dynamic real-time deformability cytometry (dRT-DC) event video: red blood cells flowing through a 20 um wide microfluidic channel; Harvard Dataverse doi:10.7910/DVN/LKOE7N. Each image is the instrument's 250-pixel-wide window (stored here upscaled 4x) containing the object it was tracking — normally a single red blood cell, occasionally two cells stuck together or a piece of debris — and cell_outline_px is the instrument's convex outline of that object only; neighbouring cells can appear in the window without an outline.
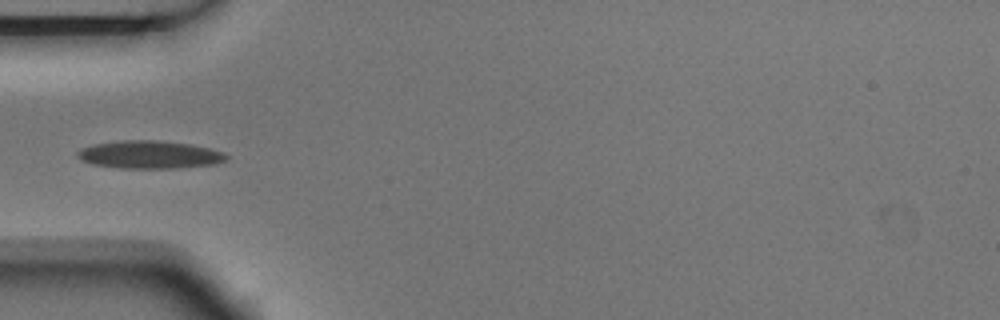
{"species": "Egyptian fruit bat (a non-hibernating species)", "species_latin": "Rousettus aegyptiacus", "temperature_condition": "room temperature", "stored_images_in_passage": 7, "camera_frame_rate_fps": 3000, "um_per_image_px": 0.085, "animal": {"sex": "male"}, "frame": {"image": 1, "passage_image": 4, "time_ms": 1.0, "image_size_px": [1000, 320], "cell_outline_px": [[228, 160], [216, 164], [176, 168], [120, 168], [92, 164], [80, 160], [76, 156], [76, 152], [80, 148], [92, 144], [124, 140], [160, 140], [192, 144], [224, 152], [228, 156]], "centroid_in_image_um": [12.7, 13.14], "position_along_channel_um": 72.3, "area_um2": 24.45}}
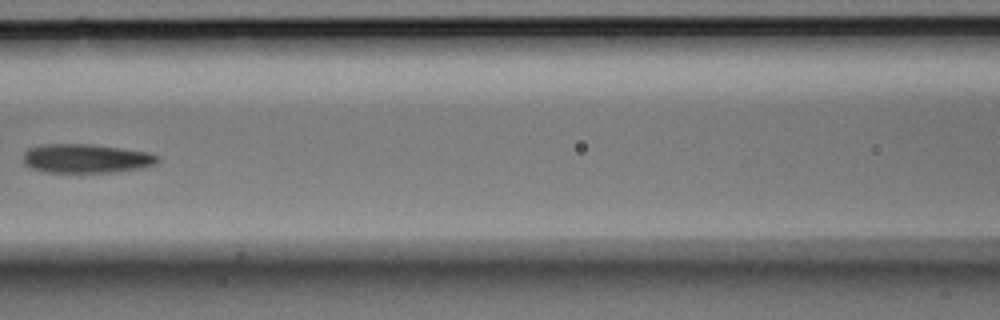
{"frame": {"image": 2, "passage_image": 6, "time_ms": 1.667, "image_size_px": [1000, 320], "cell_outline_px": [[160, 160], [156, 164], [144, 168], [108, 172], [44, 172], [28, 168], [24, 164], [24, 152], [28, 148], [44, 144], [88, 144], [120, 148], [148, 152], [160, 156]], "centroid_in_image_um": [7.32, 13.47], "position_along_channel_um": 159.3, "area_um2": 22.83}}
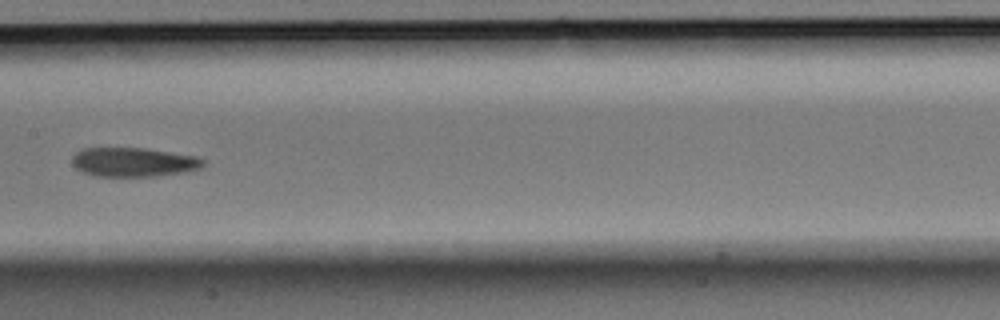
{"frame": {"image": 3, "passage_image": 7, "time_ms": 2.0, "image_size_px": [1000, 320], "cell_outline_px": [[204, 164], [200, 168], [184, 172], [156, 176], [92, 176], [76, 168], [72, 164], [72, 156], [80, 148], [144, 148], [196, 156], [204, 160]], "centroid_in_image_um": [11.31, 13.78], "position_along_channel_um": 196.1, "area_um2": 22.25}}